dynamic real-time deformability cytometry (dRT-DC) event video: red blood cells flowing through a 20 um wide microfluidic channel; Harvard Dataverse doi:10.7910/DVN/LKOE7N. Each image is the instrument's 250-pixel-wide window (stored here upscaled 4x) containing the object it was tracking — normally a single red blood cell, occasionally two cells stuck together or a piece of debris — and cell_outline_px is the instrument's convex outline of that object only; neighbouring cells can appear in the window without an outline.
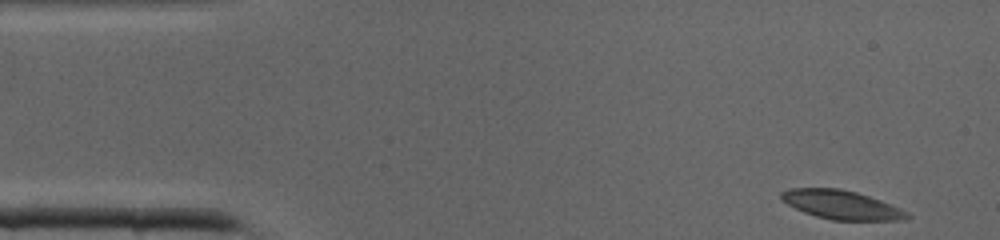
{"species": "common noctule bat (a hibernating species)", "species_latin": "Nyctalus noctula", "temperature_condition": "cold", "stored_images_in_passage": 39, "camera_frame_rate_fps": 3000, "um_per_image_px": 0.085, "animal": {"sex": "male", "body_mass_g": 19.0, "forearm_length_mm": 50.8}, "frame": {"image": 1, "passage_image": 1, "time_ms": 0.0, "image_size_px": [1000, 240], "cell_outline_px": [[912, 216], [908, 220], [832, 220], [816, 216], [804, 212], [780, 200], [780, 192], [788, 188], [840, 188], [856, 192], [880, 200], [900, 208], [908, 212]], "centroid_in_image_um": [71.52, 17.4], "position_along_channel_um": 13.5, "area_um2": 21.21}}
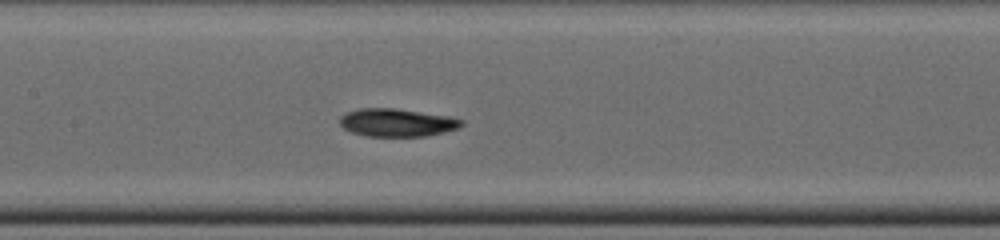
{"frame": {"image": 2, "passage_image": 17, "time_ms": 5.333, "image_size_px": [1000, 240], "cell_outline_px": [[464, 124], [460, 128], [444, 132], [424, 136], [368, 136], [352, 132], [344, 128], [340, 124], [340, 116], [348, 112], [360, 108], [396, 108], [448, 116], [464, 120]], "centroid_in_image_um": [33.77, 10.41], "position_along_channel_um": 173.6, "area_um2": 19.77}}
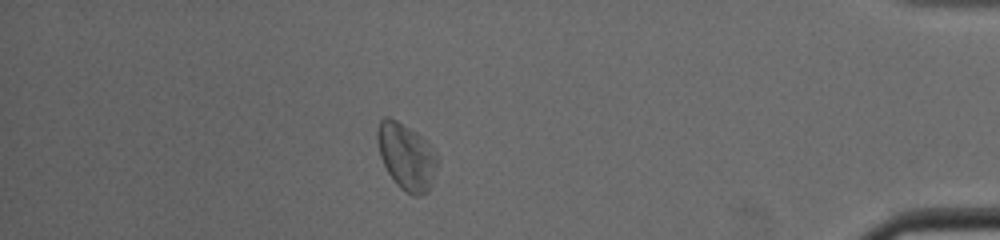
{"frame": {"image": 3, "passage_image": 34, "time_ms": 11.0, "image_size_px": [1000, 240], "cell_outline_px": [[440, 160], [432, 184], [428, 192], [420, 196], [412, 196], [400, 188], [396, 184], [388, 172], [380, 156], [376, 140], [376, 132], [380, 120], [384, 116], [388, 116], [396, 120], [416, 132], [436, 152]], "centroid_in_image_um": [34.56, 13.32], "position_along_channel_um": 400.6, "area_um2": 23.52}}